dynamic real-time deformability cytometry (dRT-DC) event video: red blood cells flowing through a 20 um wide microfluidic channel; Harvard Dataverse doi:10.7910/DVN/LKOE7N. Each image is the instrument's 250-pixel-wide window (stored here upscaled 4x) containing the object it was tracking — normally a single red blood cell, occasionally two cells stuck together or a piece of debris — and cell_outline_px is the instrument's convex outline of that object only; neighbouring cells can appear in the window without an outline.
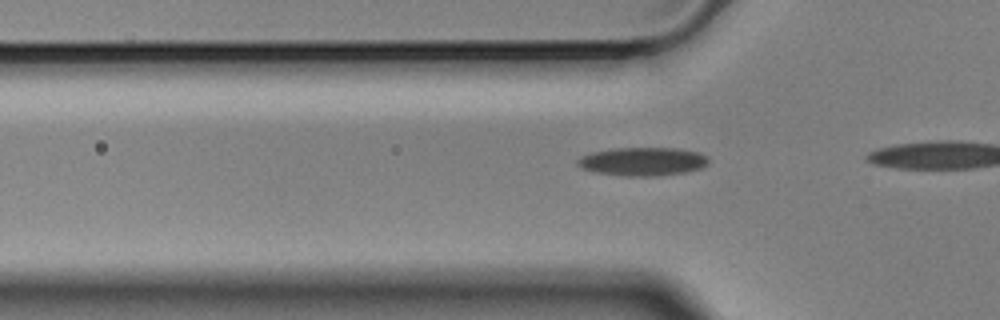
{"species": "Egyptian fruit bat (a non-hibernating species)", "species_latin": "Rousettus aegyptiacus", "temperature_condition": "cold", "stored_images_in_passage": 8, "camera_frame_rate_fps": 3000, "um_per_image_px": 0.085, "animal": {"sex": "male"}, "frame": {"image": 1, "passage_image": 5, "time_ms": 1.333, "image_size_px": [1000, 320], "cell_outline_px": [[708, 164], [700, 168], [684, 172], [656, 176], [628, 176], [596, 172], [584, 168], [576, 164], [576, 160], [580, 156], [592, 152], [612, 148], [676, 148], [700, 152], [708, 156]], "centroid_in_image_um": [54.64, 13.71], "position_along_channel_um": 71.2, "area_um2": 21.68}}